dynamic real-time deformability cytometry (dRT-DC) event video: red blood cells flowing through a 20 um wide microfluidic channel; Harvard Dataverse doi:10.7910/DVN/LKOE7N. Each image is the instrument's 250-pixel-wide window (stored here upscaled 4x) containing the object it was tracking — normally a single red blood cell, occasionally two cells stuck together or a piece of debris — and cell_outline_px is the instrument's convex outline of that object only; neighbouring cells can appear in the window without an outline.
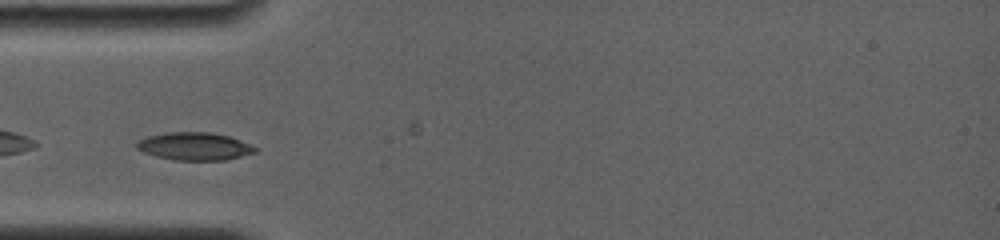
{"species": "common noctule bat (a hibernating species)", "species_latin": "Nyctalus noctula", "temperature_condition": "room temperature", "stored_images_in_passage": 34, "camera_frame_rate_fps": 4000, "um_per_image_px": 0.085, "animal": {"sex": "female", "body_mass_g": 19.0, "forearm_length_mm": 56.7}, "frame": {"image": 1, "passage_image": 4, "time_ms": 2.5, "image_size_px": [1000, 240], "cell_outline_px": [[256, 152], [224, 160], [176, 160], [156, 156], [144, 152], [136, 148], [132, 144], [136, 140], [148, 136], [164, 132], [208, 132], [228, 136], [248, 144], [256, 148]], "centroid_in_image_um": [16.43, 12.43], "position_along_channel_um": 68.6, "area_um2": 19.07}}
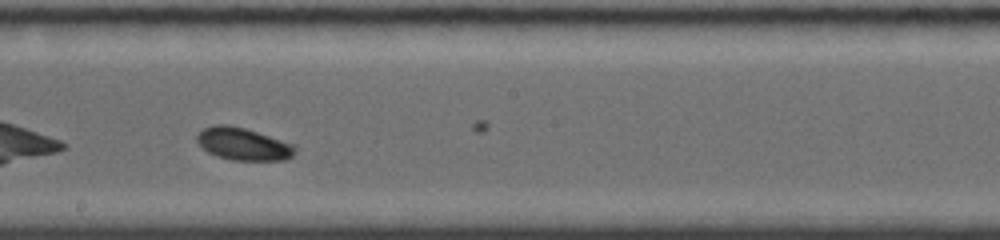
{"frame": {"image": 2, "passage_image": 16, "time_ms": 6.75, "image_size_px": [1000, 240], "cell_outline_px": [[296, 152], [292, 156], [284, 160], [232, 160], [216, 156], [200, 148], [196, 140], [196, 136], [204, 128], [212, 124], [228, 124], [244, 128], [292, 144], [296, 148]], "centroid_in_image_um": [20.61, 12.24], "position_along_channel_um": 227.6, "area_um2": 18.5}}
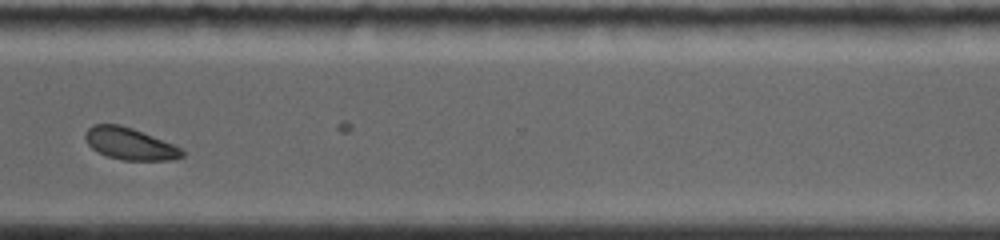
{"frame": {"image": 3, "passage_image": 26, "time_ms": 10.25, "image_size_px": [1000, 240], "cell_outline_px": [[184, 156], [176, 160], [124, 160], [108, 156], [96, 152], [88, 144], [84, 136], [84, 132], [92, 124], [120, 124], [132, 128], [184, 148]], "centroid_in_image_um": [11.05, 12.22], "position_along_channel_um": 359.6, "area_um2": 18.21}, "authors_computed_cell_mechanics": {"area_um2": 18.2937, "velocity_mm_per_s": 3.7463, "shape_relaxation_time_tau1_ms": 3.3233, "shape_relaxation_time_tau2_ms": 9.3673, "deformation_change_tau1": 0.1027, "deformation_change_tau2": 0.1309}}